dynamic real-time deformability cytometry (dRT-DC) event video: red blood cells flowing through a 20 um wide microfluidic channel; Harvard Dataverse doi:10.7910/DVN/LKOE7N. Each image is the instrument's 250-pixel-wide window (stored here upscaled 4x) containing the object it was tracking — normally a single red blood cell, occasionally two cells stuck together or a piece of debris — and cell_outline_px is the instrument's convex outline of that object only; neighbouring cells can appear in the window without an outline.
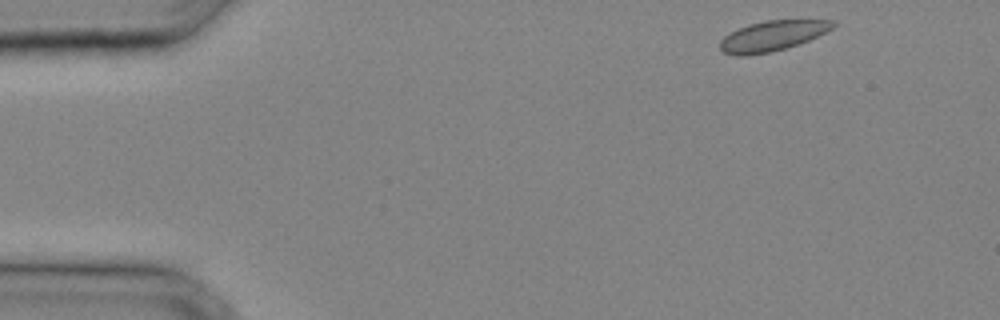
{"species": "common noctule bat (a hibernating species)", "species_latin": "Nyctalus noctula", "temperature_condition": "cold", "stored_images_in_passage": 28, "camera_frame_rate_fps": 3000, "um_per_image_px": 0.085, "animal": {"sex": "male", "body_mass_g": 20.4}, "frame": {"image": 1, "passage_image": 1, "time_ms": 0.0, "image_size_px": [1000, 320], "cell_outline_px": [[836, 24], [832, 28], [808, 40], [788, 48], [768, 52], [744, 56], [736, 56], [724, 52], [720, 48], [720, 40], [724, 36], [748, 24], [764, 20], [836, 20]], "centroid_in_image_um": [65.64, 3.05], "position_along_channel_um": 19.4, "area_um2": 19.71}}
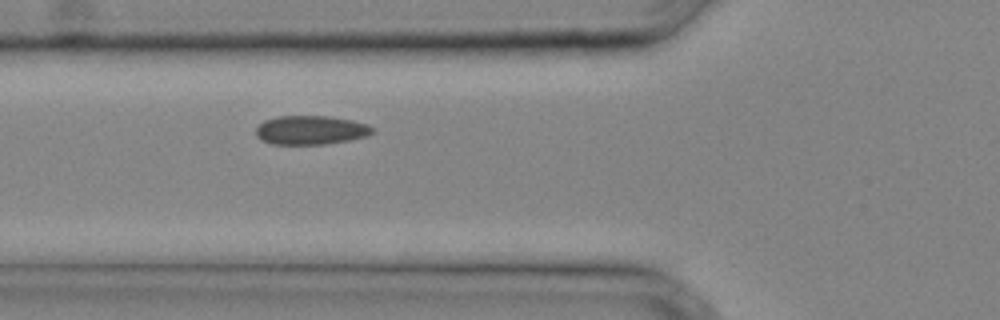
{"frame": {"image": 2, "passage_image": 10, "time_ms": 3.0, "image_size_px": [1000, 320], "cell_outline_px": [[376, 132], [364, 136], [348, 140], [324, 144], [272, 144], [260, 140], [256, 136], [256, 128], [264, 120], [276, 116], [328, 116], [352, 120], [368, 124], [376, 128]], "centroid_in_image_um": [26.41, 11.05], "position_along_channel_um": 99.4, "area_um2": 19.77}}
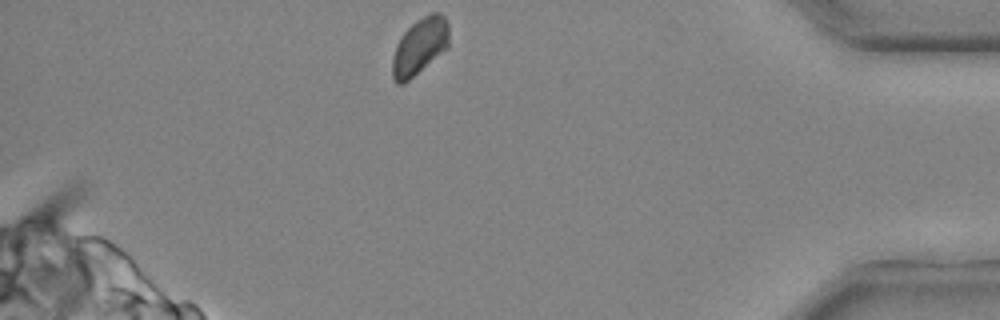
{"frame": {"image": 3, "passage_image": 28, "time_ms": 9.0, "image_size_px": [1000, 320], "cell_outline_px": [[448, 48], [404, 84], [396, 84], [392, 80], [392, 60], [396, 44], [400, 36], [416, 20], [432, 12], [440, 12], [444, 16], [448, 24]], "centroid_in_image_um": [35.65, 3.95], "position_along_channel_um": 399.5, "area_um2": 18.79}}